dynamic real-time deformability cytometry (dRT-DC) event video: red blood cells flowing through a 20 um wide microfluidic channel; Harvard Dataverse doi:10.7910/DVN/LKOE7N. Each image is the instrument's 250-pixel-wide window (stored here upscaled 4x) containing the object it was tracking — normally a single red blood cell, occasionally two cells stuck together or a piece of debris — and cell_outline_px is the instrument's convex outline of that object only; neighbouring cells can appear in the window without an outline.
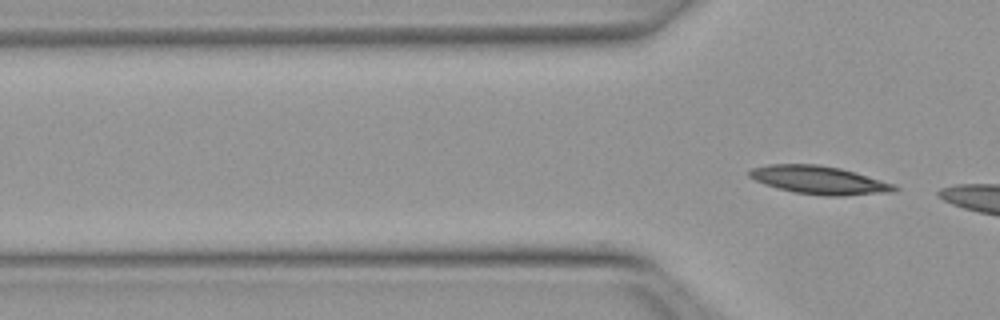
{"species": "Egyptian fruit bat (a non-hibernating species)", "species_latin": "Rousettus aegyptiacus", "temperature_condition": "warm", "stored_images_in_passage": 7, "camera_frame_rate_fps": 3000, "um_per_image_px": 0.085, "animal": {"sex": "female"}, "frame": {"image": 1, "passage_image": 7, "time_ms": 2.0, "image_size_px": [1000, 320], "cell_outline_px": [[900, 188], [892, 192], [844, 196], [824, 196], [796, 192], [764, 184], [748, 176], [748, 172], [752, 168], [768, 164], [816, 164], [840, 168], [856, 172], [896, 184]], "centroid_in_image_um": [69.68, 15.3], "position_along_channel_um": 56.1, "area_um2": 23.87}}